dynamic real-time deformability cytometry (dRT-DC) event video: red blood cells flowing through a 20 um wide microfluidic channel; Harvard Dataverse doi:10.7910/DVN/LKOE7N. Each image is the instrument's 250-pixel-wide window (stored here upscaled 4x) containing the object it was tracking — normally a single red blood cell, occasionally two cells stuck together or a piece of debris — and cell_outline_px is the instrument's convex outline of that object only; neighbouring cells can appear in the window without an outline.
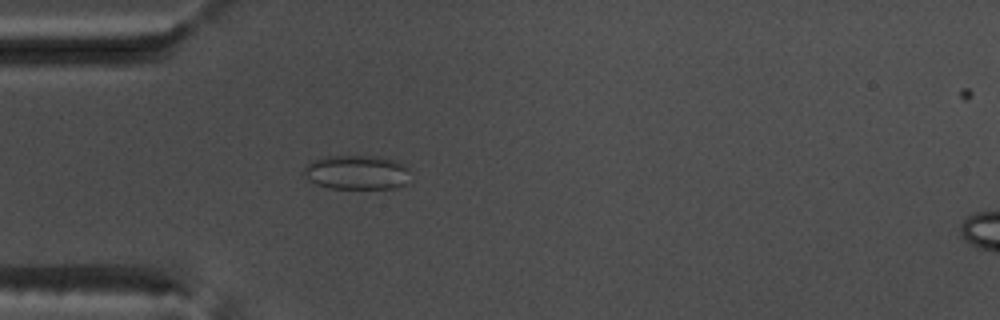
{"species": "common noctule bat (a hibernating species)", "species_latin": "Nyctalus noctula", "temperature_condition": "warm", "stored_images_in_passage": 54, "camera_frame_rate_fps": 3000, "um_per_image_px": 0.085, "animal": {"sex": "male", "body_mass_g": 17.5, "forearm_length_mm": 52.3}, "frame": {"image": 1, "passage_image": 16, "time_ms": 5.0, "image_size_px": [1000, 320], "cell_outline_px": [[408, 184], [392, 188], [328, 188], [316, 184], [308, 180], [300, 172], [312, 160], [324, 156], [380, 156], [392, 160], [408, 168]], "centroid_in_image_um": [30.26, 14.65], "position_along_channel_um": 54.7, "area_um2": 21.39}}
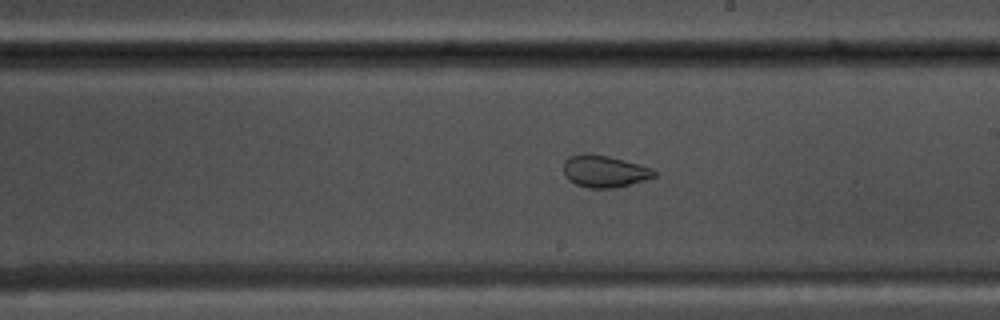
{"frame": {"image": 2, "passage_image": 31, "time_ms": 10.0, "image_size_px": [1000, 320], "cell_outline_px": [[656, 176], [644, 180], [616, 188], [588, 188], [576, 184], [568, 180], [564, 176], [564, 160], [568, 156], [584, 152], [588, 152], [608, 156], [640, 164], [652, 168], [656, 172]], "centroid_in_image_um": [51.34, 14.54], "position_along_channel_um": 237.7, "area_um2": 17.17}}
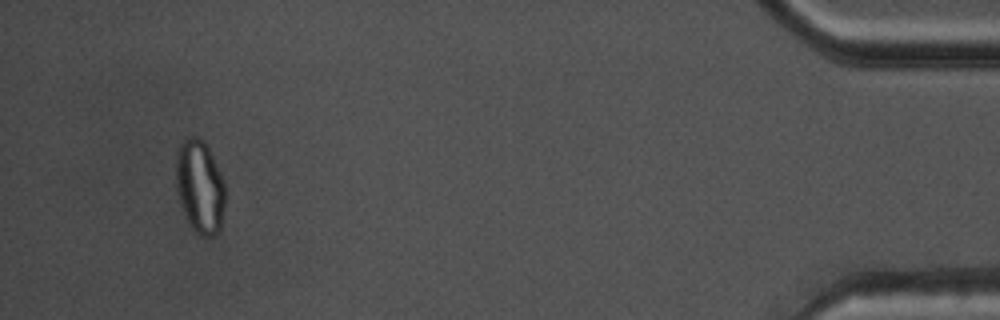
{"frame": {"image": 3, "passage_image": 51, "time_ms": 16.667, "image_size_px": [1000, 320], "cell_outline_px": [[224, 204], [220, 228], [212, 236], [200, 236], [188, 224], [180, 204], [176, 192], [176, 152], [180, 140], [188, 136], [196, 136], [204, 140], [212, 156], [224, 184]], "centroid_in_image_um": [16.93, 15.84], "position_along_channel_um": 418.3, "area_um2": 26.82}, "authors_computed_cell_mechanics": {"area_um2": 24.0737, "velocity_mm_per_s": 3.8002, "shape_relaxation_time_tau1_ms": null, "shape_relaxation_time_tau2_ms": 1.0103, "deformation_change_tau1": null, "deformation_change_tau2": 0.0685}}